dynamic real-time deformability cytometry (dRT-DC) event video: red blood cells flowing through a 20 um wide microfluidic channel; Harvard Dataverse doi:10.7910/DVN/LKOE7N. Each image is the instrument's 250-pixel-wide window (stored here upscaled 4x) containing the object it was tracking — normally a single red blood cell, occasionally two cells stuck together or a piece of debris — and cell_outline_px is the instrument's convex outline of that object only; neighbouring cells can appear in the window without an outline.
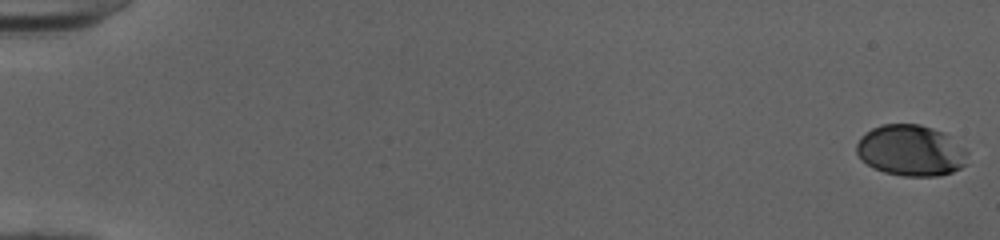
{"species": "human", "species_latin": "Homo sapiens", "temperature_condition": "cold", "stored_images_in_passage": 13, "camera_frame_rate_fps": 3000, "um_per_image_px": 0.085, "donor": {"sex": "female"}, "frame": {"image": 1, "passage_image": 1, "time_ms": 0.0, "image_size_px": [1000, 240], "cell_outline_px": [[968, 152], [964, 164], [960, 168], [952, 172], [936, 176], [904, 176], [884, 172], [872, 168], [856, 152], [856, 144], [860, 136], [872, 128], [880, 124], [920, 124], [944, 132], [964, 148]], "centroid_in_image_um": [77.4, 12.78], "position_along_channel_um": 7.6, "area_um2": 33.0}}